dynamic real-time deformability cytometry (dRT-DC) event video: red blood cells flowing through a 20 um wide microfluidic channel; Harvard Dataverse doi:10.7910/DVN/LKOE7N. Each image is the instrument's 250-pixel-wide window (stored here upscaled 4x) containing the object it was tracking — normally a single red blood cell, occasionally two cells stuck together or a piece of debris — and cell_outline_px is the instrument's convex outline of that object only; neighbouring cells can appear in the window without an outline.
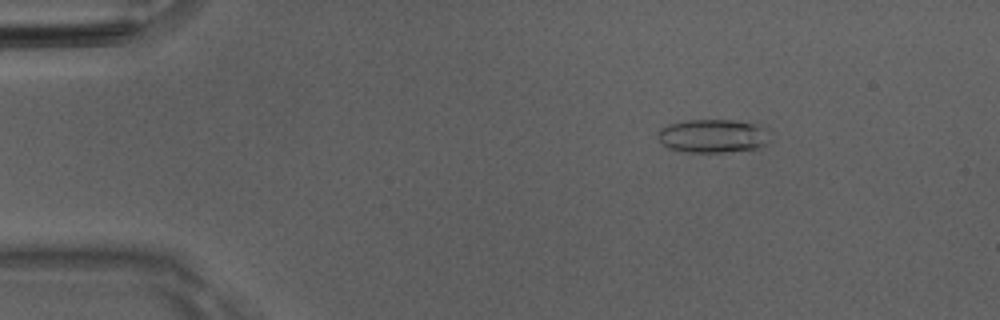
{"species": "Egyptian fruit bat (a non-hibernating species)", "species_latin": "Rousettus aegyptiacus", "temperature_condition": "room temperature", "stored_images_in_passage": 22, "camera_frame_rate_fps": 3000, "um_per_image_px": 0.085, "animal": {"sex": "male"}, "frame": {"image": 1, "passage_image": 8, "time_ms": 2.333, "image_size_px": [1000, 320], "cell_outline_px": [[772, 132], [768, 144], [756, 148], [724, 152], [680, 152], [668, 148], [660, 144], [656, 136], [656, 132], [660, 128], [668, 124], [684, 120], [732, 120], [756, 124], [768, 128]], "centroid_in_image_um": [60.58, 11.55], "position_along_channel_um": 24.4, "area_um2": 22.54}}